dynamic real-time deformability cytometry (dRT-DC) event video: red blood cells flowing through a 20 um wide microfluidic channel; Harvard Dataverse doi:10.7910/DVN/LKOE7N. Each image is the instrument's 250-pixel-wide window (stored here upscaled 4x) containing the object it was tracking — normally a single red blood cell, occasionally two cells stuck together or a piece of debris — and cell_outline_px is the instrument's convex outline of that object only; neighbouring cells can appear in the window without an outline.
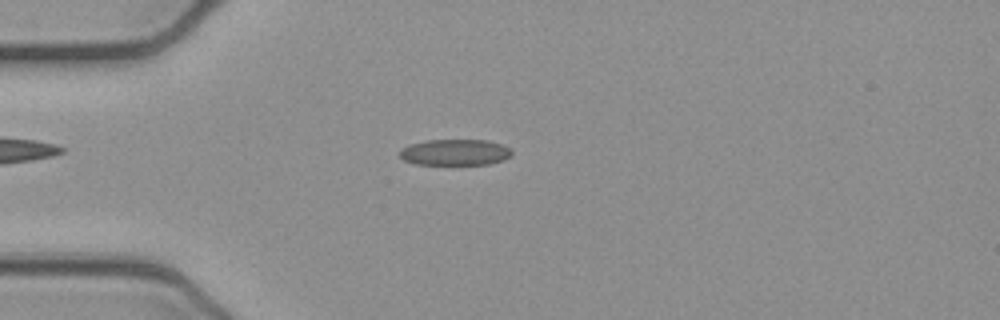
{"species": "common noctule bat (a hibernating species)", "species_latin": "Nyctalus noctula", "temperature_condition": "cold", "stored_images_in_passage": 45, "camera_frame_rate_fps": 3000, "um_per_image_px": 0.085, "animal": {"sex": "female", "body_mass_g": 21.9}, "frame": {"image": 1, "passage_image": 7, "time_ms": 2.0, "image_size_px": [1000, 320], "cell_outline_px": [[512, 156], [504, 160], [488, 164], [416, 164], [404, 160], [400, 156], [400, 148], [412, 144], [428, 140], [488, 140], [500, 144], [508, 148], [512, 152]], "centroid_in_image_um": [38.69, 12.95], "position_along_channel_um": 46.3, "area_um2": 16.94}}
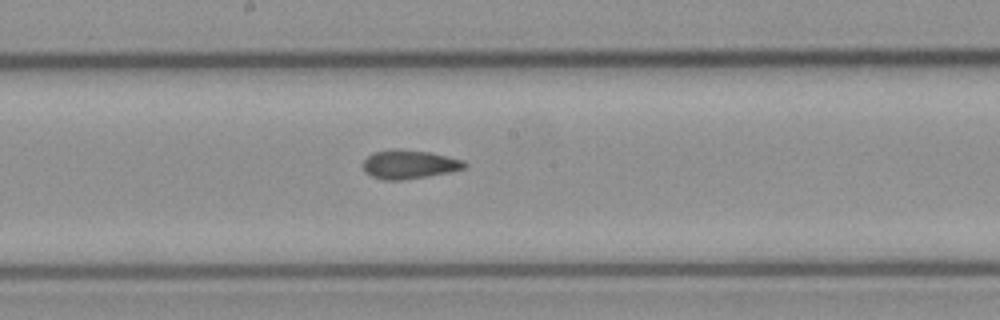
{"frame": {"image": 2, "passage_image": 21, "time_ms": 6.667, "image_size_px": [1000, 320], "cell_outline_px": [[468, 164], [464, 168], [448, 172], [428, 176], [400, 180], [380, 180], [364, 172], [364, 160], [372, 152], [392, 148], [396, 148], [432, 152], [464, 160]], "centroid_in_image_um": [34.77, 13.95], "position_along_channel_um": 213.4, "area_um2": 17.22}}
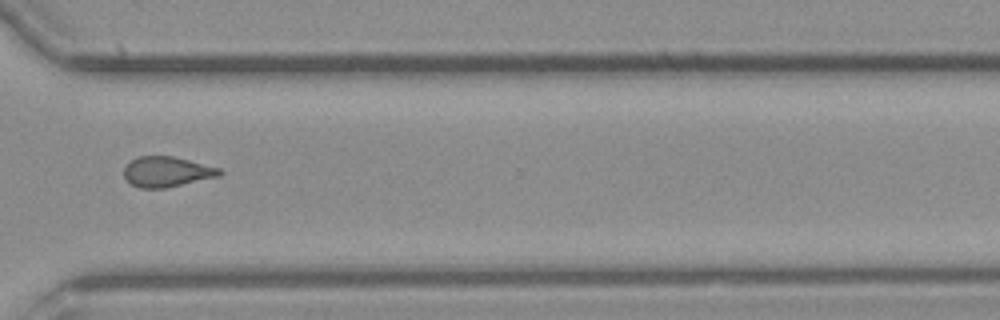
{"frame": {"image": 3, "passage_image": 32, "time_ms": 10.333, "image_size_px": [1000, 320], "cell_outline_px": [[224, 172], [220, 176], [168, 188], [140, 188], [132, 184], [124, 176], [124, 168], [136, 156], [172, 156], [220, 168]], "centroid_in_image_um": [14.21, 14.61], "position_along_channel_um": 356.4, "area_um2": 16.88}, "authors_computed_cell_mechanics": {"area_um2": 16.9354, "velocity_mm_per_s": 3.9131, "shape_relaxation_time_tau1_ms": 4.3637, "shape_relaxation_time_tau2_ms": 1.4384, "deformation_change_tau1": 0.121, "deformation_change_tau2": 0.0838}}